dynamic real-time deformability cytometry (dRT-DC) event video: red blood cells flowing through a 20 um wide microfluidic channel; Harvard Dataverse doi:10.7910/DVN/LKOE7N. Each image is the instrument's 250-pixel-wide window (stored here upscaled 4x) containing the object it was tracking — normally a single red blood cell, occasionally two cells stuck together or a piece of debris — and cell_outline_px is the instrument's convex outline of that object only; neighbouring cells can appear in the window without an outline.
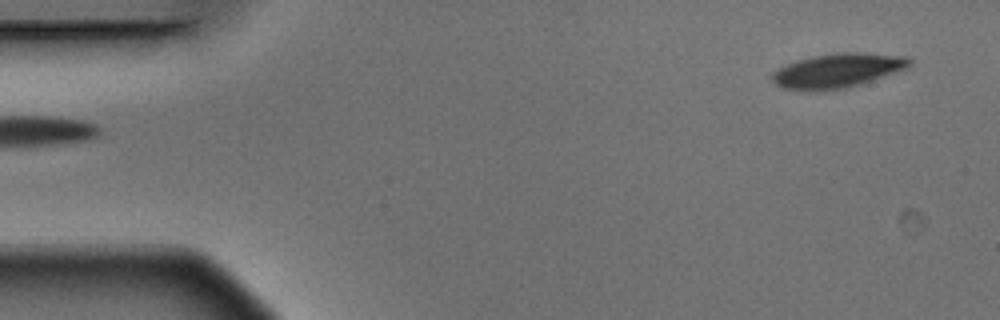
{"species": "Egyptian fruit bat (a non-hibernating species)", "species_latin": "Rousettus aegyptiacus", "temperature_condition": "warm", "stored_images_in_passage": 5, "camera_frame_rate_fps": 3000, "um_per_image_px": 0.085, "animal": {"sex": "male"}, "frame": {"image": 1, "passage_image": 1, "time_ms": 0.0, "image_size_px": [1000, 320], "cell_outline_px": [[912, 64], [908, 68], [848, 88], [816, 92], [808, 92], [784, 88], [776, 84], [772, 80], [772, 72], [796, 60], [812, 56], [836, 52], [860, 52], [908, 56], [912, 60]], "centroid_in_image_um": [71.21, 6.01], "position_along_channel_um": 13.8, "area_um2": 27.86}}
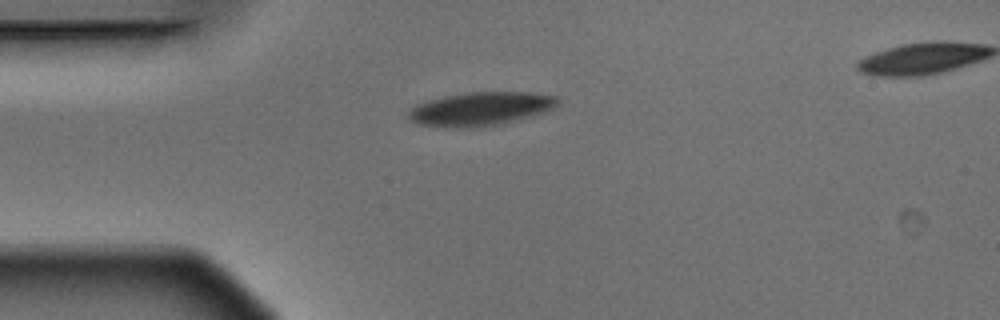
{"frame": {"image": 2, "passage_image": 4, "time_ms": 1.0, "image_size_px": [1000, 320], "cell_outline_px": [[560, 100], [552, 108], [544, 112], [532, 116], [500, 124], [472, 128], [452, 128], [416, 124], [408, 120], [408, 112], [416, 104], [448, 96], [468, 92], [528, 92], [556, 96]], "centroid_in_image_um": [40.83, 9.27], "position_along_channel_um": 44.2, "area_um2": 29.13}}